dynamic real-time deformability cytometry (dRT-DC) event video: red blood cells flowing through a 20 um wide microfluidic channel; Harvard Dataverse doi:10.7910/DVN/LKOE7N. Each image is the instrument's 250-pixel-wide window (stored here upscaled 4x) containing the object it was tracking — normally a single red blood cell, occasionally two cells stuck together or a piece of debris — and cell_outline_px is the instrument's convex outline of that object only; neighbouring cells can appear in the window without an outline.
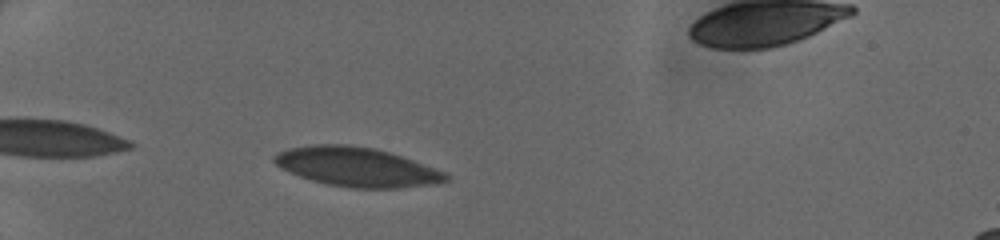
{"species": "human", "species_latin": "Homo sapiens", "temperature_condition": "cold", "stored_images_in_passage": 32, "camera_frame_rate_fps": 3000, "um_per_image_px": 0.085, "donor": {"sex": "female"}, "frame": {"image": 1, "passage_image": 3, "time_ms": 0.667, "image_size_px": [1000, 240], "cell_outline_px": [[448, 180], [432, 184], [396, 188], [348, 188], [328, 184], [312, 180], [288, 172], [280, 168], [272, 160], [272, 156], [276, 152], [288, 148], [312, 144], [348, 144], [372, 148], [388, 152], [412, 160], [444, 172], [448, 176]], "centroid_in_image_um": [30.23, 14.18], "position_along_channel_um": 54.8, "area_um2": 39.02}}
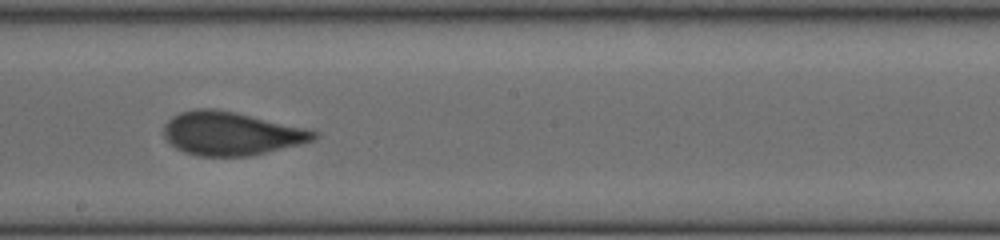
{"frame": {"image": 2, "passage_image": 17, "time_ms": 5.333, "image_size_px": [1000, 240], "cell_outline_px": [[320, 132], [316, 140], [300, 144], [248, 156], [200, 156], [184, 152], [176, 148], [164, 136], [164, 124], [172, 116], [180, 112], [196, 108], [216, 108], [236, 112], [304, 128]], "centroid_in_image_um": [19.63, 11.34], "position_along_channel_um": 228.6, "area_um2": 37.86}}
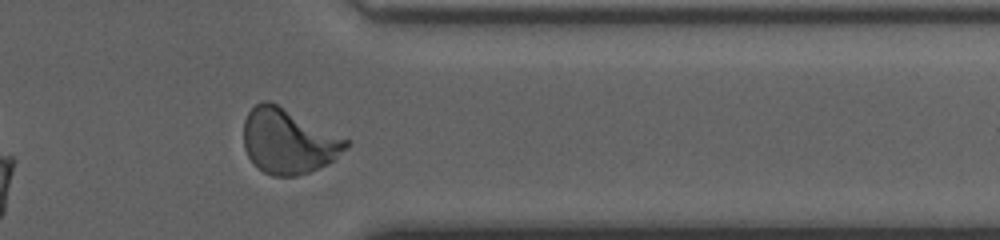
{"frame": {"image": 3, "passage_image": 28, "time_ms": 9.0, "image_size_px": [1000, 240], "cell_outline_px": [[352, 144], [348, 148], [332, 160], [308, 172], [296, 176], [272, 176], [264, 172], [248, 156], [244, 148], [244, 120], [248, 112], [256, 104], [264, 100], [268, 100], [352, 140]], "centroid_in_image_um": [24.53, 11.99], "position_along_channel_um": 386.9, "area_um2": 38.61}}